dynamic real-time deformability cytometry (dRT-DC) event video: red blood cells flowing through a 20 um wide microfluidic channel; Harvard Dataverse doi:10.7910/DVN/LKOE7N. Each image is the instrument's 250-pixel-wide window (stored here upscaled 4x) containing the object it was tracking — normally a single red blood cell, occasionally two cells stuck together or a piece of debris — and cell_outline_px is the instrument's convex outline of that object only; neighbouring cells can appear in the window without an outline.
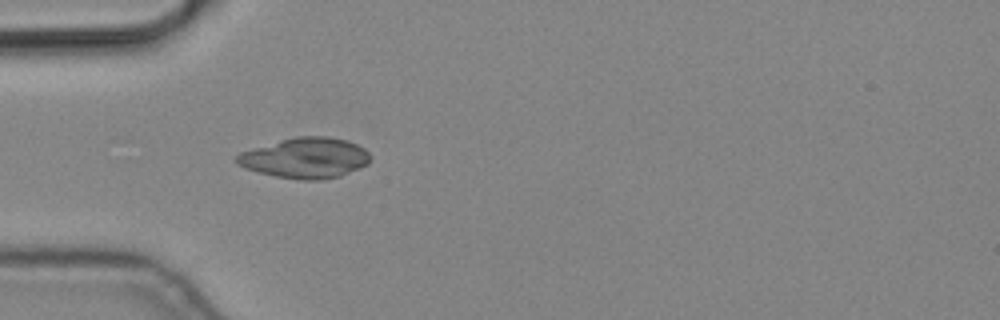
{"species": "common noctule bat (a hibernating species)", "species_latin": "Nyctalus noctula", "temperature_condition": "cold", "stored_images_in_passage": 3, "camera_frame_rate_fps": 3000, "um_per_image_px": 0.085, "animal": {"sex": "male", "body_mass_g": 19.2, "forearm_length_mm": 51.8}, "frame": {"image": 1, "passage_image": 3, "time_ms": 0.667, "image_size_px": [1000, 320], "cell_outline_px": [[368, 164], [360, 168], [340, 176], [320, 180], [300, 180], [276, 176], [256, 172], [244, 168], [236, 164], [236, 156], [240, 152], [280, 140], [296, 136], [328, 136], [348, 140], [364, 148], [368, 152]], "centroid_in_image_um": [25.94, 13.43], "position_along_channel_um": 59.1, "area_um2": 31.56}}